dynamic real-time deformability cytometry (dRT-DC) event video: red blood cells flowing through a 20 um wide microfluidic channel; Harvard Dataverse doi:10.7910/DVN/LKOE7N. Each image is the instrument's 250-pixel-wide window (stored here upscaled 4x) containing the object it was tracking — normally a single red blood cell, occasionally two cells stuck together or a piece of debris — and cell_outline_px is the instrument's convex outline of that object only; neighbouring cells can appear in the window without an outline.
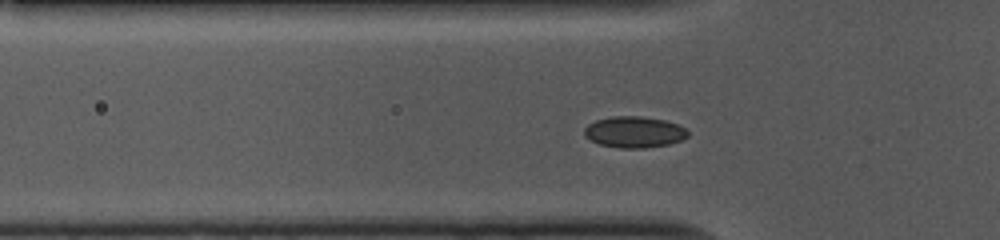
{"species": "common noctule bat (a hibernating species)", "species_latin": "Nyctalus noctula", "temperature_condition": "cold", "stored_images_in_passage": 50, "camera_frame_rate_fps": 3000, "um_per_image_px": 0.085, "animal": {"sex": "female", "body_mass_g": 10.0, "forearm_length_mm": 53.1}, "frame": {"image": 1, "passage_image": 12, "time_ms": 3.667, "image_size_px": [1000, 240], "cell_outline_px": [[688, 136], [680, 140], [668, 144], [644, 148], [620, 148], [600, 144], [584, 136], [584, 128], [588, 124], [596, 120], [612, 116], [640, 116], [664, 120], [676, 124], [684, 128], [688, 132]], "centroid_in_image_um": [53.88, 11.22], "position_along_channel_um": 71.9, "area_um2": 18.67}}
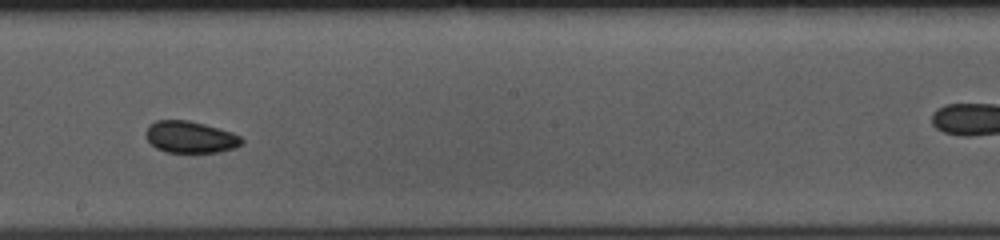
{"frame": {"image": 2, "passage_image": 25, "time_ms": 8.0, "image_size_px": [1000, 240], "cell_outline_px": [[244, 144], [236, 148], [216, 152], [168, 152], [156, 148], [144, 136], [144, 132], [148, 124], [156, 120], [188, 120], [204, 124], [232, 132], [240, 136], [244, 140]], "centroid_in_image_um": [16.17, 11.64], "position_along_channel_um": 232.0, "area_um2": 17.92}}
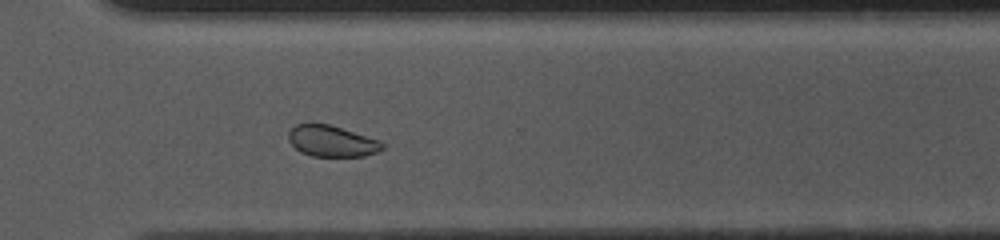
{"frame": {"image": 3, "passage_image": 34, "time_ms": 11.0, "image_size_px": [1000, 240], "cell_outline_px": [[384, 148], [376, 152], [364, 156], [312, 156], [300, 152], [288, 140], [288, 132], [296, 124], [328, 124], [380, 140], [384, 144]], "centroid_in_image_um": [28.2, 12.0], "position_along_channel_um": 342.4, "area_um2": 16.88}, "authors_computed_cell_mechanics": {"area_um2": 18.3804, "velocity_mm_per_s": 3.6822, "shape_relaxation_time_tau1_ms": null, "shape_relaxation_time_tau2_ms": 2.5772, "deformation_change_tau1": null, "deformation_change_tau2": 0.0582}}